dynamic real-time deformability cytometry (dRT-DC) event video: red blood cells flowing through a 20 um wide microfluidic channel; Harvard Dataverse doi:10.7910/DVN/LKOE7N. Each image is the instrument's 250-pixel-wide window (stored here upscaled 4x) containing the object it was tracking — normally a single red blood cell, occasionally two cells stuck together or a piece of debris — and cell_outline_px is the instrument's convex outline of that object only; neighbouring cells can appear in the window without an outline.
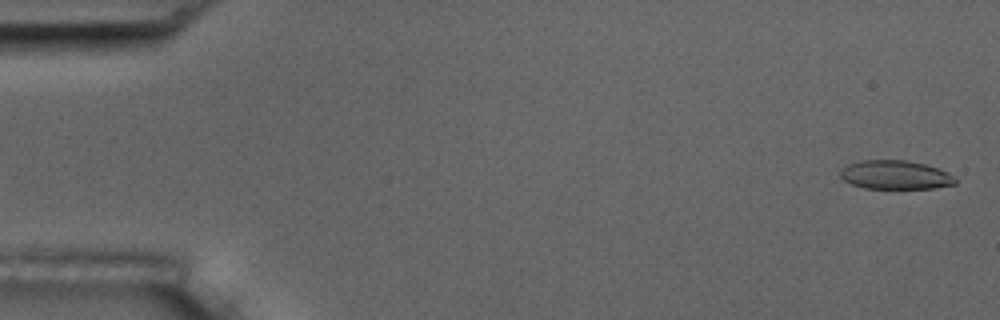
{"species": "common noctule bat (a hibernating species)", "species_latin": "Nyctalus noctula", "temperature_condition": "room temperature", "stored_images_in_passage": 15, "camera_frame_rate_fps": 3000, "um_per_image_px": 0.085, "animal": {"sex": "male", "body_mass_g": 17.5, "forearm_length_mm": 52.3}, "frame": {"image": 1, "passage_image": 1, "time_ms": 0.0, "image_size_px": [1000, 320], "cell_outline_px": [[956, 184], [932, 188], [864, 188], [852, 184], [844, 180], [840, 176], [840, 172], [848, 164], [860, 160], [908, 160], [924, 164], [936, 168], [952, 176], [956, 180]], "centroid_in_image_um": [76.07, 14.86], "position_along_channel_um": 8.9, "area_um2": 19.02}}
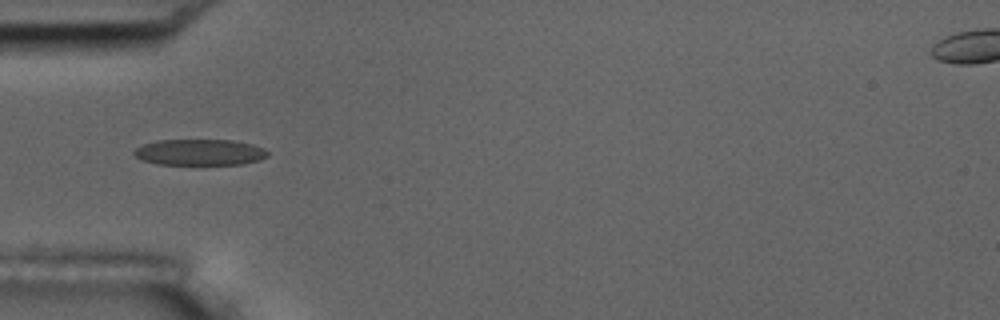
{"frame": {"image": 2, "passage_image": 5, "time_ms": 5.333, "image_size_px": [1000, 320], "cell_outline_px": [[268, 156], [260, 160], [244, 164], [192, 168], [156, 164], [140, 160], [132, 152], [136, 148], [144, 144], [156, 140], [232, 140], [252, 144], [264, 148], [268, 152]], "centroid_in_image_um": [16.96, 13.01], "position_along_channel_um": 68.0, "area_um2": 21.68}}
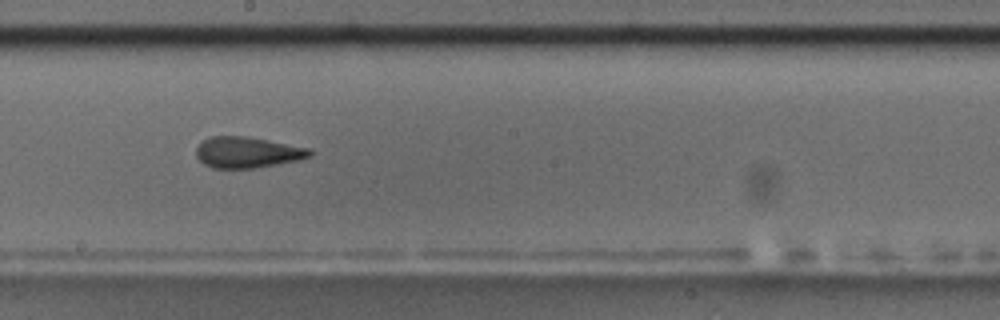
{"frame": {"image": 3, "passage_image": 9, "time_ms": 9.667, "image_size_px": [1000, 320], "cell_outline_px": [[312, 156], [300, 160], [252, 168], [212, 168], [204, 164], [196, 156], [196, 148], [204, 140], [212, 136], [248, 136], [312, 148]], "centroid_in_image_um": [21.07, 12.94], "position_along_channel_um": 227.1, "area_um2": 20.63}, "authors_computed_cell_mechanics": {"area_um2": 20.808, "velocity_mm_per_s": 3.6839, "shape_relaxation_time_tau1_ms": 5.4915, "shape_relaxation_time_tau2_ms": 2.0025, "deformation_change_tau1": 0.1949, "deformation_change_tau2": 0.1081}}